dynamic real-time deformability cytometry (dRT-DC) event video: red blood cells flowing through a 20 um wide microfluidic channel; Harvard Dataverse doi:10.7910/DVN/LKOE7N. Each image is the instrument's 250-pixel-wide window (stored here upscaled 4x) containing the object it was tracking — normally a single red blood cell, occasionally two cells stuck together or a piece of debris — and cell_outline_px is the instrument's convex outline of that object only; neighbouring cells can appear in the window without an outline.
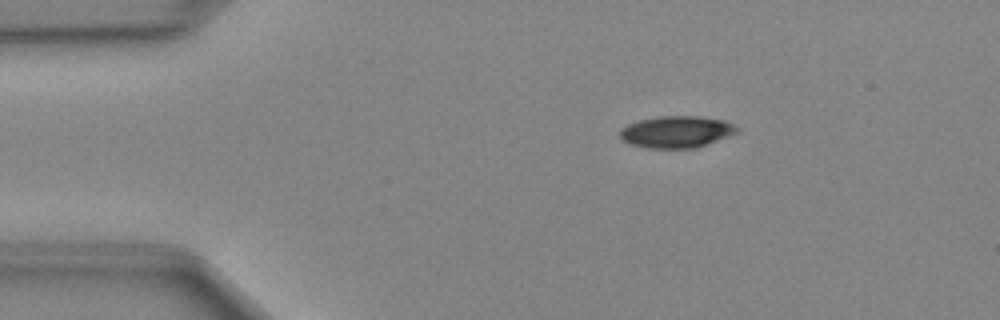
{"species": "Egyptian fruit bat (a non-hibernating species)", "species_latin": "Rousettus aegyptiacus", "temperature_condition": "cold", "stored_images_in_passage": 47, "camera_frame_rate_fps": 3000, "um_per_image_px": 0.085, "animal": {"sex": "female"}, "frame": {"image": 1, "passage_image": 7, "time_ms": 2.0, "image_size_px": [1000, 320], "cell_outline_px": [[740, 128], [736, 132], [728, 136], [692, 148], [648, 148], [632, 144], [620, 140], [620, 128], [628, 124], [640, 120], [656, 116], [700, 116], [724, 120]], "centroid_in_image_um": [57.45, 11.19], "position_along_channel_um": 27.5, "area_um2": 21.5}}
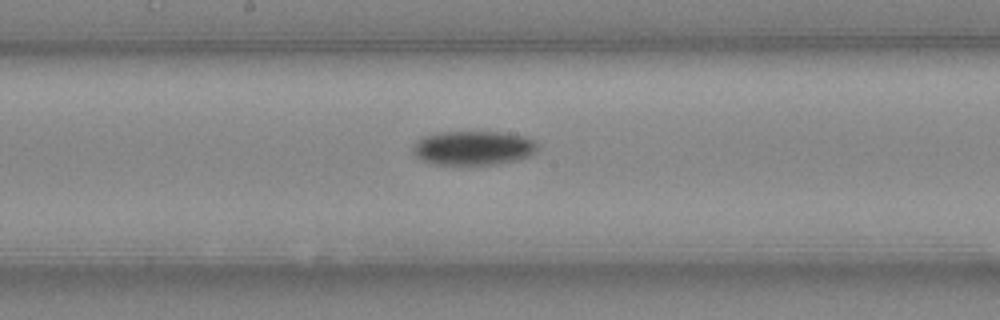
{"frame": {"image": 2, "passage_image": 24, "time_ms": 7.667, "image_size_px": [1000, 320], "cell_outline_px": [[540, 148], [532, 156], [516, 160], [496, 164], [432, 164], [420, 160], [412, 152], [412, 148], [416, 140], [424, 136], [440, 132], [500, 132], [524, 136], [536, 140], [540, 144]], "centroid_in_image_um": [40.27, 12.57], "position_along_channel_um": 207.9, "area_um2": 25.2}}
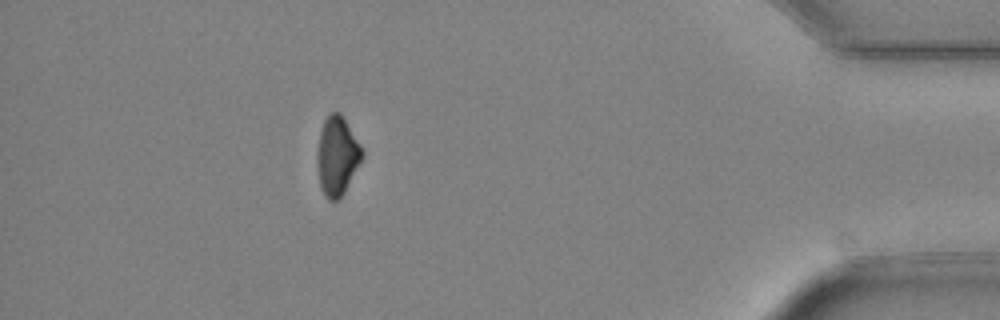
{"frame": {"image": 3, "passage_image": 42, "time_ms": 13.667, "image_size_px": [1000, 320], "cell_outline_px": [[364, 156], [340, 200], [328, 200], [320, 184], [316, 164], [316, 152], [320, 132], [324, 120], [332, 112], [340, 112], [360, 144], [364, 152]], "centroid_in_image_um": [28.65, 13.26], "position_along_channel_um": 406.5, "area_um2": 20.63}}